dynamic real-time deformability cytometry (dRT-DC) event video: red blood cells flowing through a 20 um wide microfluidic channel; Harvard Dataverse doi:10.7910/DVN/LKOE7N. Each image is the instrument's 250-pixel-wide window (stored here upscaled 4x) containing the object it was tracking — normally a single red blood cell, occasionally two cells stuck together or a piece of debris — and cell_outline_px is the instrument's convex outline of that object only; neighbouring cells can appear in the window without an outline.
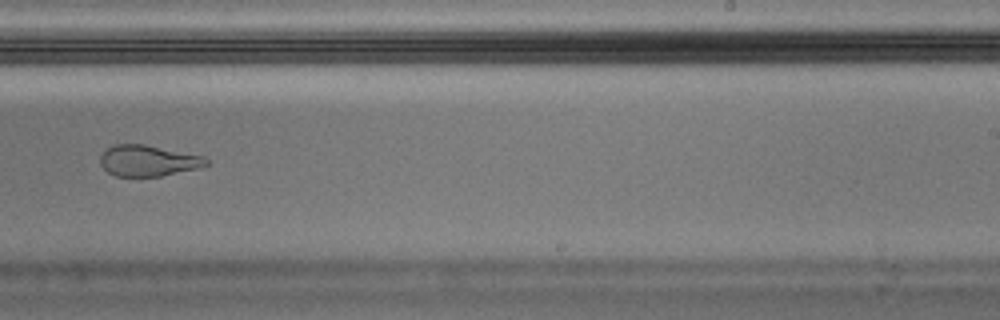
{"species": "Egyptian fruit bat (a non-hibernating species)", "species_latin": "Rousettus aegyptiacus", "temperature_condition": "warm", "stored_images_in_passage": 10, "camera_frame_rate_fps": 3000, "um_per_image_px": 0.085, "animal": {"sex": "male"}, "frame": {"image": 1, "passage_image": 10, "time_ms": 3.0, "image_size_px": [1000, 320], "cell_outline_px": [[208, 164], [200, 168], [160, 176], [116, 176], [108, 172], [100, 164], [100, 156], [112, 144], [144, 144], [204, 156], [208, 160]], "centroid_in_image_um": [12.59, 13.65], "position_along_channel_um": 276.4, "area_um2": 19.13}}